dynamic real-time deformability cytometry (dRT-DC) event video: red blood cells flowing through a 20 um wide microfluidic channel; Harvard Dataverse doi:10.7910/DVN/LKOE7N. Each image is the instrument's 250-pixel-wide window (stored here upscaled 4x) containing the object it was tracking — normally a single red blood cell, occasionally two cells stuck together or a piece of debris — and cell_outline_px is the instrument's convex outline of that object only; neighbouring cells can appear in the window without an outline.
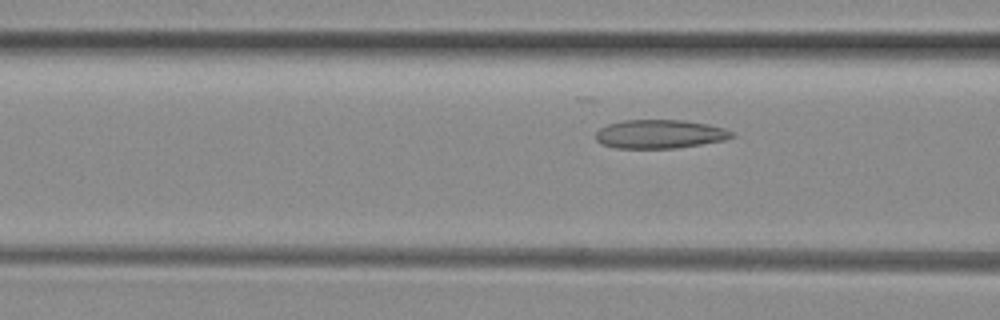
{"species": "common noctule bat (a hibernating species)", "species_latin": "Nyctalus noctula", "temperature_condition": "room temperature", "stored_images_in_passage": 6, "camera_frame_rate_fps": 3000, "um_per_image_px": 0.085, "animal": {"sex": "female", "body_mass_g": 29.2, "forearm_length_mm": 56.3}, "frame": {"image": 1, "passage_image": 6, "time_ms": 1.667, "image_size_px": [1000, 320], "cell_outline_px": [[736, 136], [724, 140], [676, 148], [616, 148], [600, 144], [596, 140], [596, 132], [600, 128], [608, 124], [624, 120], [684, 120], [708, 124], [724, 128], [732, 132]], "centroid_in_image_um": [56.07, 11.39], "position_along_channel_um": 110.5, "area_um2": 22.77}}